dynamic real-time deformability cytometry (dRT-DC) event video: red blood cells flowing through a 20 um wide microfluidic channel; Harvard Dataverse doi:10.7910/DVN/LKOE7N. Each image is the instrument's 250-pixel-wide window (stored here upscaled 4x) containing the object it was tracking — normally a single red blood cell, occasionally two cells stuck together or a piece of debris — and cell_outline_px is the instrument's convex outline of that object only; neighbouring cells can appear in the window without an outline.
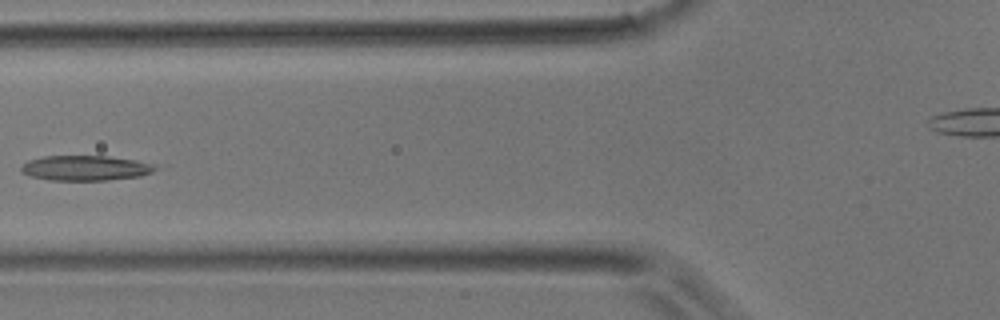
{"species": "common noctule bat (a hibernating species)", "species_latin": "Nyctalus noctula", "temperature_condition": "room temperature", "stored_images_in_passage": 5, "camera_frame_rate_fps": 3000, "um_per_image_px": 0.085, "animal": {"sex": "male", "body_mass_g": 17.9}, "frame": {"image": 1, "passage_image": 5, "time_ms": 1.333, "image_size_px": [1000, 320], "cell_outline_px": [[160, 168], [152, 172], [140, 176], [108, 180], [48, 180], [32, 176], [20, 172], [20, 168], [28, 160], [44, 156], [108, 156], [136, 160], [152, 164]], "centroid_in_image_um": [7.27, 14.28], "position_along_channel_um": 118.5, "area_um2": 19.59}}